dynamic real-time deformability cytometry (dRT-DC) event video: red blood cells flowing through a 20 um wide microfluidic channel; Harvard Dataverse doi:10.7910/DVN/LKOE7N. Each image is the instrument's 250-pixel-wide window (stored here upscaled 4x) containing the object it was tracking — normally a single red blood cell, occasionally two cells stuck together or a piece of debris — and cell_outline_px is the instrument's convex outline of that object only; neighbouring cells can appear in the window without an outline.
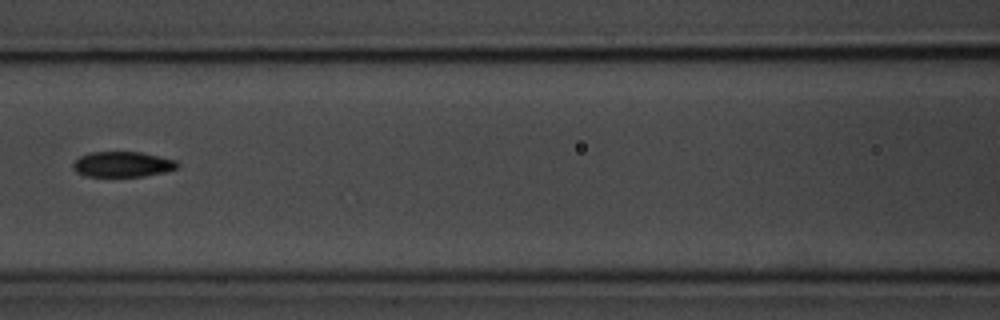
{"species": "common noctule bat (a hibernating species)", "species_latin": "Nyctalus noctula", "temperature_condition": "room temperature", "stored_images_in_passage": 7, "camera_frame_rate_fps": 3000, "um_per_image_px": 0.085, "animal": {"sex": "male", "body_mass_g": 20.1, "forearm_length_mm": 53.5}, "frame": {"image": 1, "passage_image": 4, "time_ms": 4.333, "image_size_px": [1000, 320], "cell_outline_px": [[180, 164], [176, 168], [164, 172], [144, 176], [84, 176], [76, 172], [72, 168], [72, 164], [80, 156], [92, 152], [140, 152], [176, 160]], "centroid_in_image_um": [10.4, 13.97], "position_along_channel_um": 156.2, "area_um2": 15.37}}
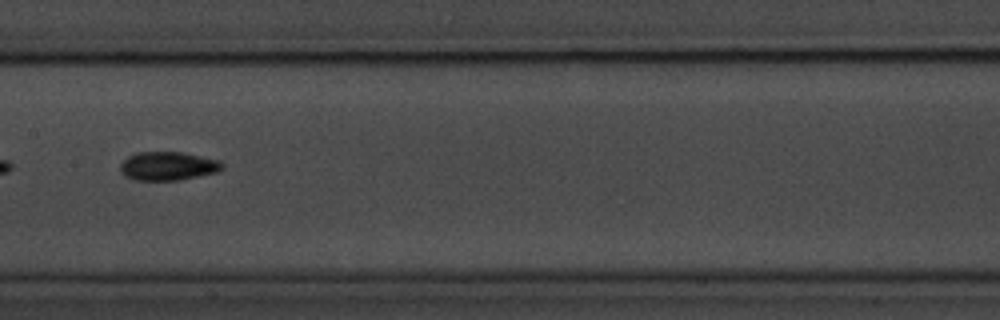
{"frame": {"image": 2, "passage_image": 5, "time_ms": 5.333, "image_size_px": [1000, 320], "cell_outline_px": [[224, 168], [216, 172], [180, 180], [132, 180], [124, 176], [120, 172], [120, 164], [128, 156], [136, 152], [180, 152], [220, 160], [224, 164]], "centroid_in_image_um": [14.25, 14.12], "position_along_channel_um": 193.2, "area_um2": 17.11}}